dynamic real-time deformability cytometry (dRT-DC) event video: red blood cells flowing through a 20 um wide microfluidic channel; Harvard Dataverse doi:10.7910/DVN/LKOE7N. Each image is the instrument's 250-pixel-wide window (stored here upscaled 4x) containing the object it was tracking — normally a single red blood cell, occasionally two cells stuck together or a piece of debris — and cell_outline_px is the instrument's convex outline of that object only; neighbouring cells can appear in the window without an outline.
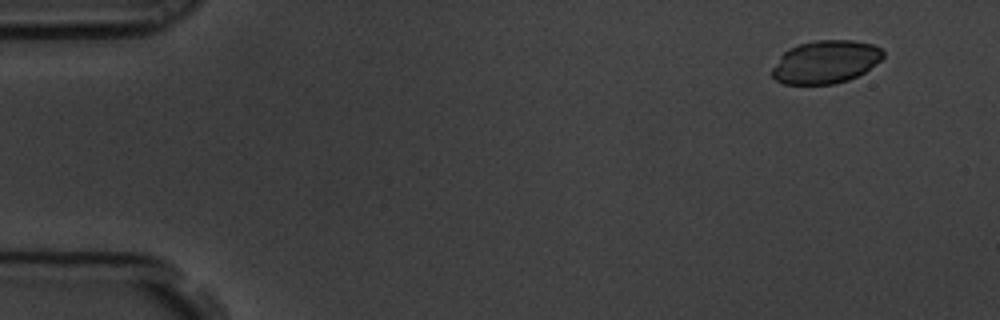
{"species": "common noctule bat (a hibernating species)", "species_latin": "Nyctalus noctula", "temperature_condition": "room temperature", "stored_images_in_passage": 4, "camera_frame_rate_fps": 3000, "um_per_image_px": 0.085, "animal": {"sex": "male", "body_mass_g": 19.5, "forearm_length_mm": 54.6}, "frame": {"image": 1, "passage_image": 1, "time_ms": 0.0, "image_size_px": [1000, 320], "cell_outline_px": [[884, 56], [880, 60], [864, 72], [848, 80], [832, 84], [784, 84], [776, 80], [772, 76], [772, 68], [780, 56], [788, 48], [800, 44], [816, 40], [852, 40], [872, 44], [880, 48], [884, 52]], "centroid_in_image_um": [70.16, 5.26], "position_along_channel_um": 14.8, "area_um2": 27.69}}
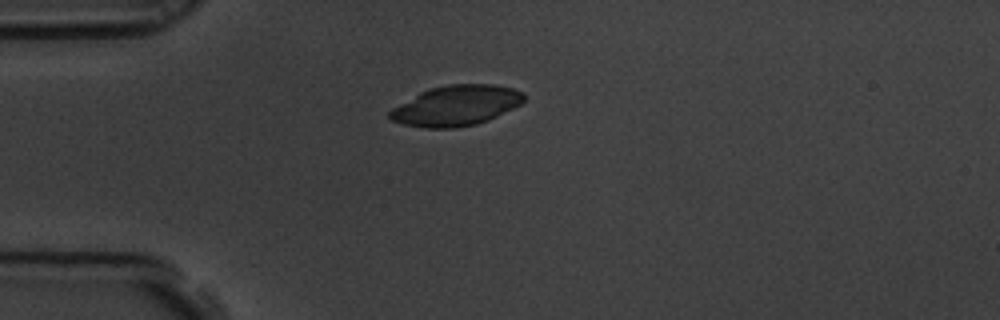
{"frame": {"image": 2, "passage_image": 4, "time_ms": 1.0, "image_size_px": [1000, 320], "cell_outline_px": [[524, 100], [520, 104], [488, 120], [476, 124], [456, 128], [424, 128], [404, 124], [392, 120], [388, 116], [388, 112], [392, 108], [420, 92], [428, 88], [448, 84], [496, 84], [512, 88], [524, 92]], "centroid_in_image_um": [38.76, 8.97], "position_along_channel_um": 46.2, "area_um2": 31.5}}